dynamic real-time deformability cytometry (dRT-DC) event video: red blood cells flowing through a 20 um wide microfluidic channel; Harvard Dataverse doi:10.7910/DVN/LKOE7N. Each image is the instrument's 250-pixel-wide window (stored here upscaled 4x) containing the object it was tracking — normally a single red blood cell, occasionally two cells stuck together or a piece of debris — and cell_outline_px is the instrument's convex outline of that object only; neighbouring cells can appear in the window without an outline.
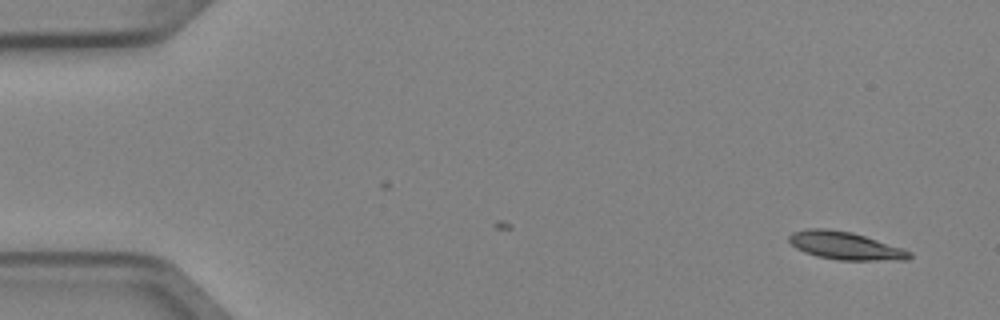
{"species": "Egyptian fruit bat (a non-hibernating species)", "species_latin": "Rousettus aegyptiacus", "temperature_condition": "cold", "stored_images_in_passage": 3, "camera_frame_rate_fps": 3000, "um_per_image_px": 0.085, "animal": {"sex": "female"}, "frame": {"image": 1, "passage_image": 3, "time_ms": 0.667, "image_size_px": [1000, 320], "cell_outline_px": [[912, 256], [908, 260], [840, 260], [816, 256], [804, 252], [796, 248], [788, 240], [788, 236], [792, 232], [808, 228], [824, 228], [852, 232], [912, 252]], "centroid_in_image_um": [71.8, 20.88], "position_along_channel_um": 13.2, "area_um2": 19.36}}